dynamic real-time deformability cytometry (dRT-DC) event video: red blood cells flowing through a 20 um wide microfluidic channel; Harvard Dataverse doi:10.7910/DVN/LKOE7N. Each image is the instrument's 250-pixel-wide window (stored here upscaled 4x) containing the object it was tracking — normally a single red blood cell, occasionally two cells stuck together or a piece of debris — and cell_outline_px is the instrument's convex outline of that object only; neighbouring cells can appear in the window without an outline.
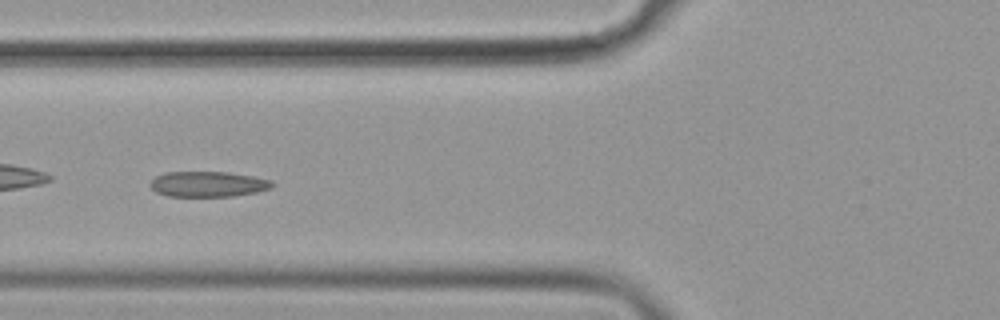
{"species": "common noctule bat (a hibernating species)", "species_latin": "Nyctalus noctula", "temperature_condition": "cold", "stored_images_in_passage": 35, "camera_frame_rate_fps": 3000, "um_per_image_px": 0.085, "animal": {"sex": "female", "body_mass_g": 19.9}, "frame": {"image": 1, "passage_image": 5, "time_ms": 1.333, "image_size_px": [1000, 320], "cell_outline_px": [[276, 184], [272, 188], [256, 192], [232, 196], [168, 196], [156, 192], [148, 184], [156, 176], [164, 172], [228, 172], [252, 176], [272, 180]], "centroid_in_image_um": [17.7, 15.64], "position_along_channel_um": 108.1, "area_um2": 18.15}}
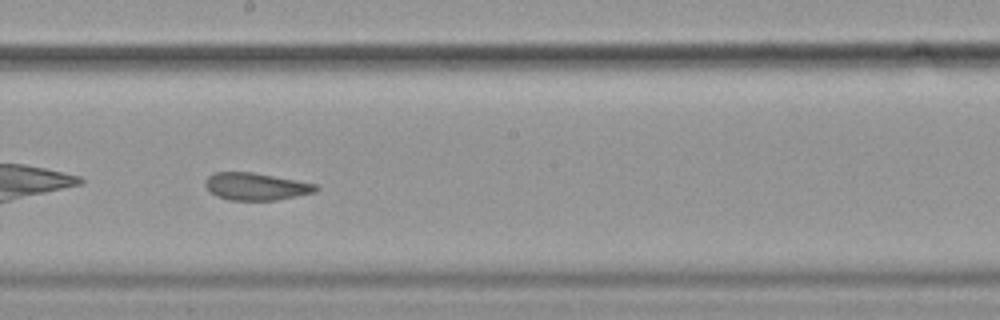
{"frame": {"image": 2, "passage_image": 15, "time_ms": 4.667, "image_size_px": [1000, 320], "cell_outline_px": [[320, 188], [316, 192], [276, 200], [228, 200], [216, 196], [204, 184], [204, 180], [208, 176], [216, 172], [252, 172], [316, 184]], "centroid_in_image_um": [21.75, 15.85], "position_along_channel_um": 226.5, "area_um2": 17.51}}
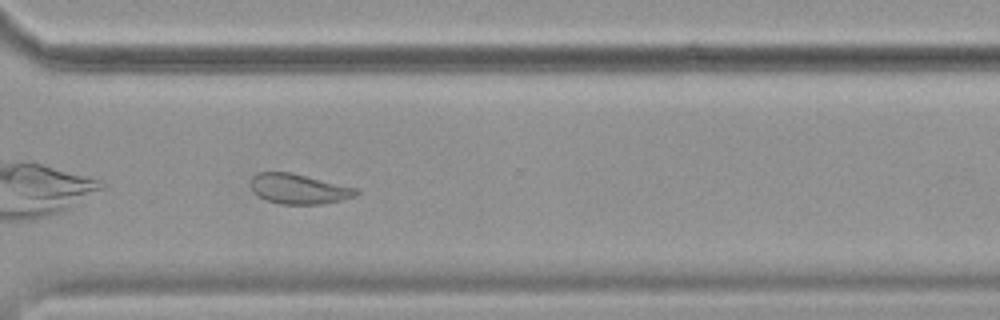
{"frame": {"image": 3, "passage_image": 25, "time_ms": 8.0, "image_size_px": [1000, 320], "cell_outline_px": [[360, 192], [352, 196], [340, 200], [320, 204], [280, 204], [268, 200], [252, 192], [248, 184], [252, 176], [256, 172], [292, 172], [360, 188]], "centroid_in_image_um": [25.37, 16.03], "position_along_channel_um": 345.2, "area_um2": 18.73}, "authors_computed_cell_mechanics": {"area_um2": 18.3226, "velocity_mm_per_s": 3.5588, "shape_relaxation_time_tau1_ms": null, "shape_relaxation_time_tau2_ms": 1.7201, "deformation_change_tau1": null, "deformation_change_tau2": 0.0726}}